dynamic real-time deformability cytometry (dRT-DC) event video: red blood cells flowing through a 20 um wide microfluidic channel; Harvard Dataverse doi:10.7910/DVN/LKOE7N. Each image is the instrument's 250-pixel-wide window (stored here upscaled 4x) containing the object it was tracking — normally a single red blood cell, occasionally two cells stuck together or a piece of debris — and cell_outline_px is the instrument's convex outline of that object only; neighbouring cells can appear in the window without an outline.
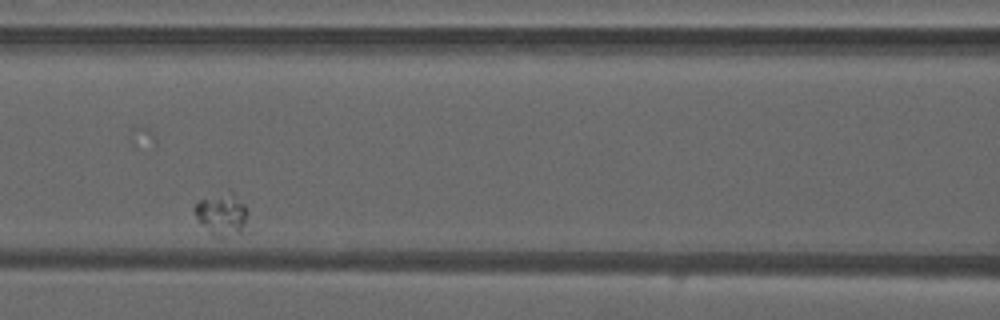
{"species": "common noctule bat (a hibernating species)", "species_latin": "Nyctalus noctula", "temperature_condition": "warm", "stored_images_in_passage": 50, "camera_frame_rate_fps": 3000, "um_per_image_px": 0.085, "animal": {"sex": "male", "forearm_length_mm": 52.5}, "frame": {"image": 1, "passage_image": 25, "time_ms": 8.0, "image_size_px": [1000, 320], "cell_outline_px": [[248, 208], [244, 224], [240, 232], [220, 236], [212, 236], [196, 216], [192, 208], [200, 200], [232, 192]], "centroid_in_image_um": [18.84, 18.21], "position_along_channel_um": 147.8, "area_um2": 12.31}}
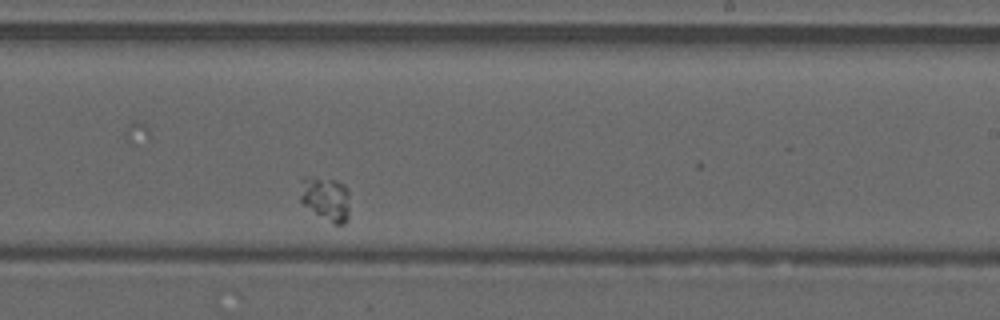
{"frame": {"image": 2, "passage_image": 35, "time_ms": 11.333, "image_size_px": [1000, 320], "cell_outline_px": [[348, 220], [344, 224], [332, 224], [304, 204], [300, 200], [300, 180], [304, 176], [336, 180], [344, 184], [348, 192]], "centroid_in_image_um": [27.68, 16.87], "position_along_channel_um": 261.3, "area_um2": 12.72}}
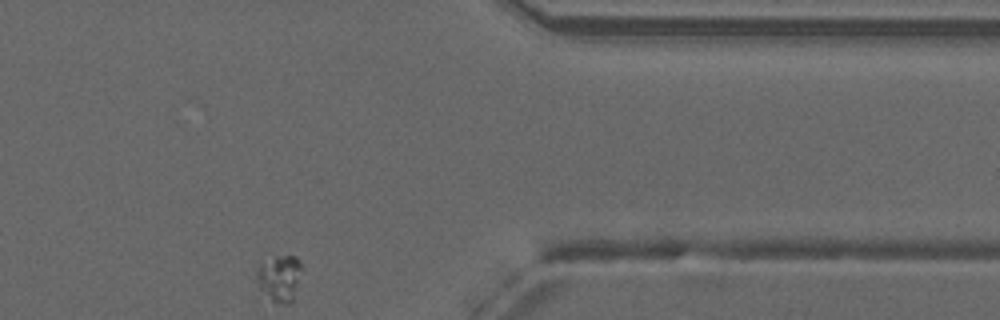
{"frame": {"image": 3, "passage_image": 47, "time_ms": 15.333, "image_size_px": [1000, 320], "cell_outline_px": [[304, 268], [292, 300], [288, 304], [280, 304], [272, 300], [260, 288], [256, 276], [256, 268], [260, 264], [276, 256], [296, 256], [300, 260]], "centroid_in_image_um": [23.8, 23.61], "position_along_channel_um": 387.6, "area_um2": 12.2}}